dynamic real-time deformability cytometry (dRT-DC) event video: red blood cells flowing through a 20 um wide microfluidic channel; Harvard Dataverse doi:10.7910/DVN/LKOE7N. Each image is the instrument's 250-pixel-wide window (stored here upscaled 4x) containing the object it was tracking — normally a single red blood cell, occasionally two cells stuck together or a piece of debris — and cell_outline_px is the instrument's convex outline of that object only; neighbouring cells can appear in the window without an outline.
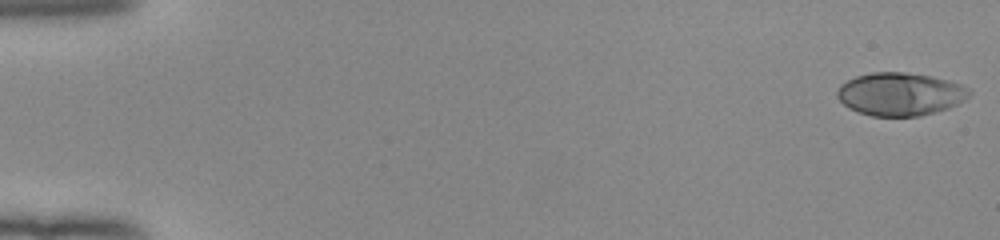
{"species": "human", "species_latin": "Homo sapiens", "temperature_condition": "room temperature", "stored_images_in_passage": 52, "camera_frame_rate_fps": 3000, "um_per_image_px": 0.085, "donor": {"sex": "female"}, "frame": {"image": 1, "passage_image": 1, "time_ms": 0.0, "image_size_px": [1000, 240], "cell_outline_px": [[972, 92], [964, 100], [948, 108], [920, 116], [872, 116], [848, 108], [836, 96], [836, 92], [840, 84], [856, 76], [872, 72], [904, 72], [932, 76], [948, 80], [960, 84], [968, 88]], "centroid_in_image_um": [76.5, 7.99], "position_along_channel_um": 8.5, "area_um2": 33.06}}
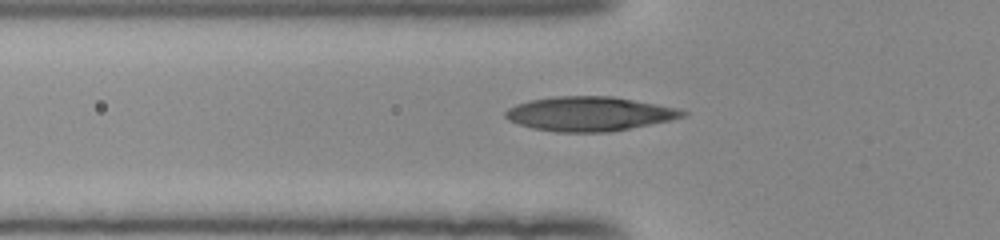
{"frame": {"image": 2, "passage_image": 19, "time_ms": 6.0, "image_size_px": [1000, 240], "cell_outline_px": [[688, 112], [684, 116], [668, 120], [608, 132], [556, 132], [532, 128], [508, 120], [504, 116], [504, 112], [508, 108], [516, 104], [532, 100], [556, 96], [612, 96], [680, 108]], "centroid_in_image_um": [50.07, 9.67], "position_along_channel_um": 75.7, "area_um2": 35.2}}
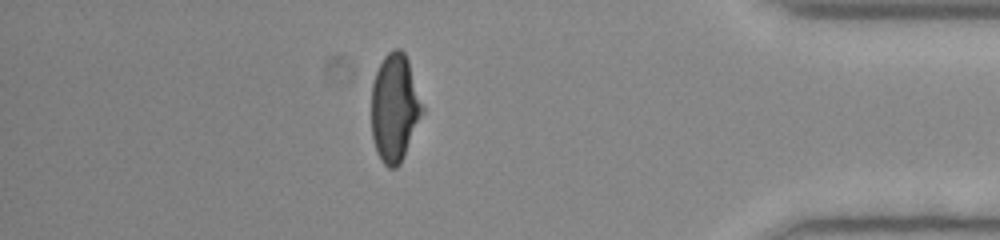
{"frame": {"image": 3, "passage_image": 46, "time_ms": 15.0, "image_size_px": [1000, 240], "cell_outline_px": [[424, 112], [404, 156], [400, 164], [396, 168], [388, 168], [380, 160], [376, 152], [372, 136], [372, 84], [376, 72], [384, 56], [392, 48], [400, 48], [404, 52], [408, 60], [424, 108]], "centroid_in_image_um": [33.55, 9.18], "position_along_channel_um": 401.7, "area_um2": 32.14}, "authors_computed_cell_mechanics": {"area_um2": 33.235, "velocity_mm_per_s": 3.9947, "shape_relaxation_time_tau1_ms": 6.0124, "shape_relaxation_time_tau2_ms": null, "deformation_change_tau1": 0.2397, "deformation_change_tau2": null}}